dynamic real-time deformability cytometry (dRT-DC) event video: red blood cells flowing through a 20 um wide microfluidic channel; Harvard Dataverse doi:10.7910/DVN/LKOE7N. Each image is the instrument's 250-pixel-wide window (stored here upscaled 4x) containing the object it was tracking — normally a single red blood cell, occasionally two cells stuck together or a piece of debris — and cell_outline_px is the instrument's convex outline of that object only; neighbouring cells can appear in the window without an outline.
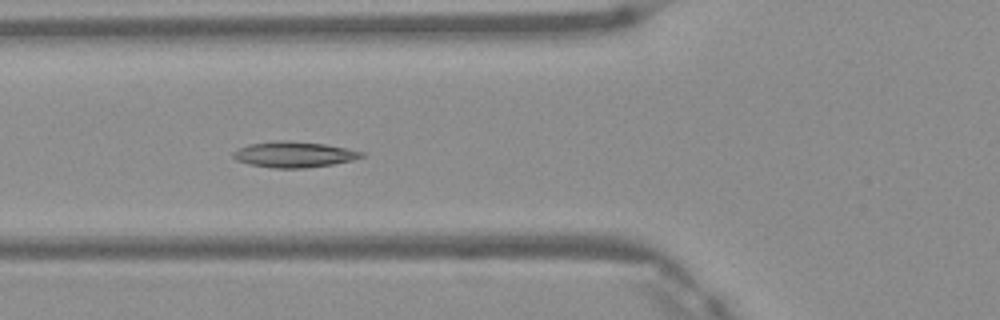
{"species": "Egyptian fruit bat (a non-hibernating species)", "species_latin": "Rousettus aegyptiacus", "temperature_condition": "warm", "stored_images_in_passage": 7, "camera_frame_rate_fps": 3000, "um_per_image_px": 0.085, "frame": {"image": 1, "passage_image": 6, "time_ms": 1.667, "image_size_px": [1000, 320], "cell_outline_px": [[364, 156], [352, 160], [332, 164], [304, 168], [272, 168], [248, 164], [236, 160], [232, 156], [232, 152], [248, 144], [276, 140], [288, 140], [324, 144], [364, 152]], "centroid_in_image_um": [24.94, 13.13], "position_along_channel_um": 100.9, "area_um2": 19.25}}
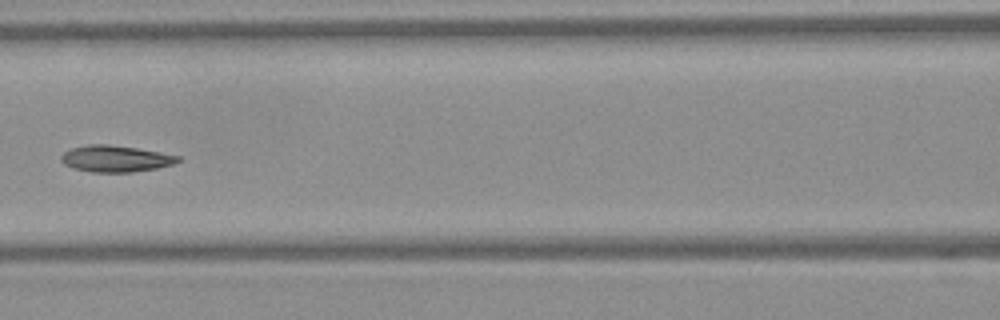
{"frame": {"image": 2, "passage_image": 7, "time_ms": 2.0, "image_size_px": [1000, 320], "cell_outline_px": [[184, 160], [172, 164], [156, 168], [132, 172], [92, 172], [72, 168], [64, 164], [60, 160], [60, 156], [64, 152], [72, 148], [88, 144], [108, 144], [136, 148], [160, 152], [180, 156]], "centroid_in_image_um": [9.82, 13.49], "position_along_channel_um": 156.8, "area_um2": 18.09}}